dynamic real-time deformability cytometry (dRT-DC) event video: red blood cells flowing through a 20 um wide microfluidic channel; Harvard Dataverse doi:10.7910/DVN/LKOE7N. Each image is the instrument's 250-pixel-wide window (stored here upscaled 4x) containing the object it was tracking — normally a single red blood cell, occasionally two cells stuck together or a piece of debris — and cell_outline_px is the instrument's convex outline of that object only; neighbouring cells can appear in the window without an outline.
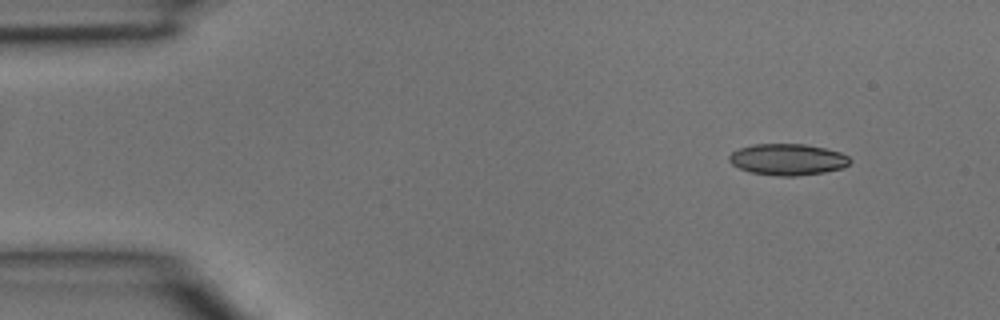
{"species": "common noctule bat (a hibernating species)", "species_latin": "Nyctalus noctula", "temperature_condition": "room temperature", "stored_images_in_passage": 2, "camera_frame_rate_fps": 3000, "um_per_image_px": 0.085, "animal": {"sex": "male", "body_mass_g": 15.6}, "frame": {"image": 1, "passage_image": 1, "time_ms": 0.0, "image_size_px": [1000, 320], "cell_outline_px": [[852, 160], [848, 164], [840, 168], [824, 172], [796, 176], [780, 176], [752, 172], [740, 168], [732, 164], [728, 160], [728, 156], [732, 152], [740, 148], [752, 144], [804, 144], [824, 148], [840, 152], [848, 156]], "centroid_in_image_um": [66.94, 13.55], "position_along_channel_um": 18.1, "area_um2": 21.91}}